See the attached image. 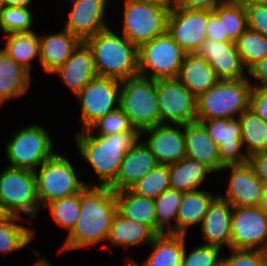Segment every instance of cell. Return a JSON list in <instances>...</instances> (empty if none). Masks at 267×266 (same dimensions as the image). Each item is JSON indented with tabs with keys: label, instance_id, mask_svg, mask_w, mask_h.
<instances>
[{
	"label": "cell",
	"instance_id": "obj_47",
	"mask_svg": "<svg viewBox=\"0 0 267 266\" xmlns=\"http://www.w3.org/2000/svg\"><path fill=\"white\" fill-rule=\"evenodd\" d=\"M227 0H174V8L189 10H214Z\"/></svg>",
	"mask_w": 267,
	"mask_h": 266
},
{
	"label": "cell",
	"instance_id": "obj_22",
	"mask_svg": "<svg viewBox=\"0 0 267 266\" xmlns=\"http://www.w3.org/2000/svg\"><path fill=\"white\" fill-rule=\"evenodd\" d=\"M158 165L155 155L141 139L126 153L116 180L109 187L115 192L129 189Z\"/></svg>",
	"mask_w": 267,
	"mask_h": 266
},
{
	"label": "cell",
	"instance_id": "obj_4",
	"mask_svg": "<svg viewBox=\"0 0 267 266\" xmlns=\"http://www.w3.org/2000/svg\"><path fill=\"white\" fill-rule=\"evenodd\" d=\"M252 87L248 78L220 80L197 97V121L239 117L249 109Z\"/></svg>",
	"mask_w": 267,
	"mask_h": 266
},
{
	"label": "cell",
	"instance_id": "obj_46",
	"mask_svg": "<svg viewBox=\"0 0 267 266\" xmlns=\"http://www.w3.org/2000/svg\"><path fill=\"white\" fill-rule=\"evenodd\" d=\"M206 33L207 39L220 42H231L228 39V36L224 35L223 20H220L219 16L213 10H209Z\"/></svg>",
	"mask_w": 267,
	"mask_h": 266
},
{
	"label": "cell",
	"instance_id": "obj_2",
	"mask_svg": "<svg viewBox=\"0 0 267 266\" xmlns=\"http://www.w3.org/2000/svg\"><path fill=\"white\" fill-rule=\"evenodd\" d=\"M74 135L80 157L91 166L98 179V184L92 186H110L126 153L142 139V131L135 127L107 136L94 135L88 130H76Z\"/></svg>",
	"mask_w": 267,
	"mask_h": 266
},
{
	"label": "cell",
	"instance_id": "obj_14",
	"mask_svg": "<svg viewBox=\"0 0 267 266\" xmlns=\"http://www.w3.org/2000/svg\"><path fill=\"white\" fill-rule=\"evenodd\" d=\"M209 10L172 8L167 22V33L186 53H195L207 40L206 27Z\"/></svg>",
	"mask_w": 267,
	"mask_h": 266
},
{
	"label": "cell",
	"instance_id": "obj_7",
	"mask_svg": "<svg viewBox=\"0 0 267 266\" xmlns=\"http://www.w3.org/2000/svg\"><path fill=\"white\" fill-rule=\"evenodd\" d=\"M12 135L5 147L8 167L35 171L57 153L51 135L41 125L29 124Z\"/></svg>",
	"mask_w": 267,
	"mask_h": 266
},
{
	"label": "cell",
	"instance_id": "obj_38",
	"mask_svg": "<svg viewBox=\"0 0 267 266\" xmlns=\"http://www.w3.org/2000/svg\"><path fill=\"white\" fill-rule=\"evenodd\" d=\"M80 193L64 197L48 203L44 209H48L52 219L63 230L69 233L75 226L80 216Z\"/></svg>",
	"mask_w": 267,
	"mask_h": 266
},
{
	"label": "cell",
	"instance_id": "obj_37",
	"mask_svg": "<svg viewBox=\"0 0 267 266\" xmlns=\"http://www.w3.org/2000/svg\"><path fill=\"white\" fill-rule=\"evenodd\" d=\"M235 44L247 70L267 56V38L249 28L244 31Z\"/></svg>",
	"mask_w": 267,
	"mask_h": 266
},
{
	"label": "cell",
	"instance_id": "obj_3",
	"mask_svg": "<svg viewBox=\"0 0 267 266\" xmlns=\"http://www.w3.org/2000/svg\"><path fill=\"white\" fill-rule=\"evenodd\" d=\"M91 49L98 76L120 81L138 75V48L112 27L84 41Z\"/></svg>",
	"mask_w": 267,
	"mask_h": 266
},
{
	"label": "cell",
	"instance_id": "obj_9",
	"mask_svg": "<svg viewBox=\"0 0 267 266\" xmlns=\"http://www.w3.org/2000/svg\"><path fill=\"white\" fill-rule=\"evenodd\" d=\"M185 55L165 32L138 48V75L154 80L176 78Z\"/></svg>",
	"mask_w": 267,
	"mask_h": 266
},
{
	"label": "cell",
	"instance_id": "obj_41",
	"mask_svg": "<svg viewBox=\"0 0 267 266\" xmlns=\"http://www.w3.org/2000/svg\"><path fill=\"white\" fill-rule=\"evenodd\" d=\"M133 128L134 126L131 124L129 117L119 107L98 119L87 130L94 135L107 136L119 132H127Z\"/></svg>",
	"mask_w": 267,
	"mask_h": 266
},
{
	"label": "cell",
	"instance_id": "obj_29",
	"mask_svg": "<svg viewBox=\"0 0 267 266\" xmlns=\"http://www.w3.org/2000/svg\"><path fill=\"white\" fill-rule=\"evenodd\" d=\"M215 197L211 192L201 188L185 192L178 210L176 235H186L192 226H200Z\"/></svg>",
	"mask_w": 267,
	"mask_h": 266
},
{
	"label": "cell",
	"instance_id": "obj_30",
	"mask_svg": "<svg viewBox=\"0 0 267 266\" xmlns=\"http://www.w3.org/2000/svg\"><path fill=\"white\" fill-rule=\"evenodd\" d=\"M215 173L206 163L186 157L169 165L170 188L183 193L195 191L207 180V175Z\"/></svg>",
	"mask_w": 267,
	"mask_h": 266
},
{
	"label": "cell",
	"instance_id": "obj_13",
	"mask_svg": "<svg viewBox=\"0 0 267 266\" xmlns=\"http://www.w3.org/2000/svg\"><path fill=\"white\" fill-rule=\"evenodd\" d=\"M232 250H261L267 246V216L258 206L233 207Z\"/></svg>",
	"mask_w": 267,
	"mask_h": 266
},
{
	"label": "cell",
	"instance_id": "obj_20",
	"mask_svg": "<svg viewBox=\"0 0 267 266\" xmlns=\"http://www.w3.org/2000/svg\"><path fill=\"white\" fill-rule=\"evenodd\" d=\"M233 206L219 194L211 202L200 225L204 245L231 249Z\"/></svg>",
	"mask_w": 267,
	"mask_h": 266
},
{
	"label": "cell",
	"instance_id": "obj_11",
	"mask_svg": "<svg viewBox=\"0 0 267 266\" xmlns=\"http://www.w3.org/2000/svg\"><path fill=\"white\" fill-rule=\"evenodd\" d=\"M121 81L105 76L90 80L75 96L80 104V130L119 108Z\"/></svg>",
	"mask_w": 267,
	"mask_h": 266
},
{
	"label": "cell",
	"instance_id": "obj_33",
	"mask_svg": "<svg viewBox=\"0 0 267 266\" xmlns=\"http://www.w3.org/2000/svg\"><path fill=\"white\" fill-rule=\"evenodd\" d=\"M238 118L241 124L243 145L248 157L267 152V122L250 109L244 111Z\"/></svg>",
	"mask_w": 267,
	"mask_h": 266
},
{
	"label": "cell",
	"instance_id": "obj_36",
	"mask_svg": "<svg viewBox=\"0 0 267 266\" xmlns=\"http://www.w3.org/2000/svg\"><path fill=\"white\" fill-rule=\"evenodd\" d=\"M223 20L224 35L231 42L237 39L248 28L246 6L227 0L213 10Z\"/></svg>",
	"mask_w": 267,
	"mask_h": 266
},
{
	"label": "cell",
	"instance_id": "obj_55",
	"mask_svg": "<svg viewBox=\"0 0 267 266\" xmlns=\"http://www.w3.org/2000/svg\"><path fill=\"white\" fill-rule=\"evenodd\" d=\"M235 3L242 4L244 6L251 5L254 3H267V0H229Z\"/></svg>",
	"mask_w": 267,
	"mask_h": 266
},
{
	"label": "cell",
	"instance_id": "obj_10",
	"mask_svg": "<svg viewBox=\"0 0 267 266\" xmlns=\"http://www.w3.org/2000/svg\"><path fill=\"white\" fill-rule=\"evenodd\" d=\"M0 201L14 216H38L41 206L35 171L5 166L0 173Z\"/></svg>",
	"mask_w": 267,
	"mask_h": 266
},
{
	"label": "cell",
	"instance_id": "obj_49",
	"mask_svg": "<svg viewBox=\"0 0 267 266\" xmlns=\"http://www.w3.org/2000/svg\"><path fill=\"white\" fill-rule=\"evenodd\" d=\"M249 164L253 167L265 188H267V152L254 154L249 158Z\"/></svg>",
	"mask_w": 267,
	"mask_h": 266
},
{
	"label": "cell",
	"instance_id": "obj_32",
	"mask_svg": "<svg viewBox=\"0 0 267 266\" xmlns=\"http://www.w3.org/2000/svg\"><path fill=\"white\" fill-rule=\"evenodd\" d=\"M5 38L2 50L16 63L22 65L30 73L32 61H38L40 65V39L35 29L30 32L11 33Z\"/></svg>",
	"mask_w": 267,
	"mask_h": 266
},
{
	"label": "cell",
	"instance_id": "obj_40",
	"mask_svg": "<svg viewBox=\"0 0 267 266\" xmlns=\"http://www.w3.org/2000/svg\"><path fill=\"white\" fill-rule=\"evenodd\" d=\"M30 8L3 6L0 12V31L3 35L33 31L34 14Z\"/></svg>",
	"mask_w": 267,
	"mask_h": 266
},
{
	"label": "cell",
	"instance_id": "obj_34",
	"mask_svg": "<svg viewBox=\"0 0 267 266\" xmlns=\"http://www.w3.org/2000/svg\"><path fill=\"white\" fill-rule=\"evenodd\" d=\"M23 218L13 216L9 221L0 224V253L10 254L29 248V244L36 240L35 231L27 225L21 224Z\"/></svg>",
	"mask_w": 267,
	"mask_h": 266
},
{
	"label": "cell",
	"instance_id": "obj_12",
	"mask_svg": "<svg viewBox=\"0 0 267 266\" xmlns=\"http://www.w3.org/2000/svg\"><path fill=\"white\" fill-rule=\"evenodd\" d=\"M160 124L193 123L197 121V97L177 78L156 80Z\"/></svg>",
	"mask_w": 267,
	"mask_h": 266
},
{
	"label": "cell",
	"instance_id": "obj_56",
	"mask_svg": "<svg viewBox=\"0 0 267 266\" xmlns=\"http://www.w3.org/2000/svg\"><path fill=\"white\" fill-rule=\"evenodd\" d=\"M2 8H3V3H2V0H0V12Z\"/></svg>",
	"mask_w": 267,
	"mask_h": 266
},
{
	"label": "cell",
	"instance_id": "obj_35",
	"mask_svg": "<svg viewBox=\"0 0 267 266\" xmlns=\"http://www.w3.org/2000/svg\"><path fill=\"white\" fill-rule=\"evenodd\" d=\"M183 195V192L169 188L154 199L157 234L176 235V220Z\"/></svg>",
	"mask_w": 267,
	"mask_h": 266
},
{
	"label": "cell",
	"instance_id": "obj_27",
	"mask_svg": "<svg viewBox=\"0 0 267 266\" xmlns=\"http://www.w3.org/2000/svg\"><path fill=\"white\" fill-rule=\"evenodd\" d=\"M31 73L0 49V106L25 96L31 85Z\"/></svg>",
	"mask_w": 267,
	"mask_h": 266
},
{
	"label": "cell",
	"instance_id": "obj_50",
	"mask_svg": "<svg viewBox=\"0 0 267 266\" xmlns=\"http://www.w3.org/2000/svg\"><path fill=\"white\" fill-rule=\"evenodd\" d=\"M3 6H19L25 8H31L33 0H2ZM32 3V4H31Z\"/></svg>",
	"mask_w": 267,
	"mask_h": 266
},
{
	"label": "cell",
	"instance_id": "obj_26",
	"mask_svg": "<svg viewBox=\"0 0 267 266\" xmlns=\"http://www.w3.org/2000/svg\"><path fill=\"white\" fill-rule=\"evenodd\" d=\"M176 78L196 97L220 81L208 62L196 53H186Z\"/></svg>",
	"mask_w": 267,
	"mask_h": 266
},
{
	"label": "cell",
	"instance_id": "obj_42",
	"mask_svg": "<svg viewBox=\"0 0 267 266\" xmlns=\"http://www.w3.org/2000/svg\"><path fill=\"white\" fill-rule=\"evenodd\" d=\"M222 249L216 246L198 245L187 253L185 246L181 266H221Z\"/></svg>",
	"mask_w": 267,
	"mask_h": 266
},
{
	"label": "cell",
	"instance_id": "obj_21",
	"mask_svg": "<svg viewBox=\"0 0 267 266\" xmlns=\"http://www.w3.org/2000/svg\"><path fill=\"white\" fill-rule=\"evenodd\" d=\"M51 75L58 76L60 82L66 85L73 96H76L90 80L97 76L91 49L82 41L66 62Z\"/></svg>",
	"mask_w": 267,
	"mask_h": 266
},
{
	"label": "cell",
	"instance_id": "obj_17",
	"mask_svg": "<svg viewBox=\"0 0 267 266\" xmlns=\"http://www.w3.org/2000/svg\"><path fill=\"white\" fill-rule=\"evenodd\" d=\"M72 4L63 29L81 41L108 29L106 19L108 0H64ZM106 22V23H105Z\"/></svg>",
	"mask_w": 267,
	"mask_h": 266
},
{
	"label": "cell",
	"instance_id": "obj_5",
	"mask_svg": "<svg viewBox=\"0 0 267 266\" xmlns=\"http://www.w3.org/2000/svg\"><path fill=\"white\" fill-rule=\"evenodd\" d=\"M156 80L136 75L121 81L119 107L131 124L143 129L160 124Z\"/></svg>",
	"mask_w": 267,
	"mask_h": 266
},
{
	"label": "cell",
	"instance_id": "obj_23",
	"mask_svg": "<svg viewBox=\"0 0 267 266\" xmlns=\"http://www.w3.org/2000/svg\"><path fill=\"white\" fill-rule=\"evenodd\" d=\"M40 67L46 75H51L72 55L82 42L66 29L51 34H39Z\"/></svg>",
	"mask_w": 267,
	"mask_h": 266
},
{
	"label": "cell",
	"instance_id": "obj_19",
	"mask_svg": "<svg viewBox=\"0 0 267 266\" xmlns=\"http://www.w3.org/2000/svg\"><path fill=\"white\" fill-rule=\"evenodd\" d=\"M213 68L220 80H241L247 78L240 54L234 42H220L207 39L195 52Z\"/></svg>",
	"mask_w": 267,
	"mask_h": 266
},
{
	"label": "cell",
	"instance_id": "obj_18",
	"mask_svg": "<svg viewBox=\"0 0 267 266\" xmlns=\"http://www.w3.org/2000/svg\"><path fill=\"white\" fill-rule=\"evenodd\" d=\"M143 142L155 155L159 164L170 165L186 158L184 125L158 124L142 130Z\"/></svg>",
	"mask_w": 267,
	"mask_h": 266
},
{
	"label": "cell",
	"instance_id": "obj_28",
	"mask_svg": "<svg viewBox=\"0 0 267 266\" xmlns=\"http://www.w3.org/2000/svg\"><path fill=\"white\" fill-rule=\"evenodd\" d=\"M157 235L150 226L126 219L117 212L106 242L112 247L129 249L144 244L150 245Z\"/></svg>",
	"mask_w": 267,
	"mask_h": 266
},
{
	"label": "cell",
	"instance_id": "obj_31",
	"mask_svg": "<svg viewBox=\"0 0 267 266\" xmlns=\"http://www.w3.org/2000/svg\"><path fill=\"white\" fill-rule=\"evenodd\" d=\"M118 212L126 219L150 226L156 232V211L153 198L139 196L130 189L115 192Z\"/></svg>",
	"mask_w": 267,
	"mask_h": 266
},
{
	"label": "cell",
	"instance_id": "obj_57",
	"mask_svg": "<svg viewBox=\"0 0 267 266\" xmlns=\"http://www.w3.org/2000/svg\"><path fill=\"white\" fill-rule=\"evenodd\" d=\"M264 253H265V256L267 257V246H266V248L264 250Z\"/></svg>",
	"mask_w": 267,
	"mask_h": 266
},
{
	"label": "cell",
	"instance_id": "obj_24",
	"mask_svg": "<svg viewBox=\"0 0 267 266\" xmlns=\"http://www.w3.org/2000/svg\"><path fill=\"white\" fill-rule=\"evenodd\" d=\"M186 235L158 234L150 244L151 253L141 264L125 257L131 266H181L186 246Z\"/></svg>",
	"mask_w": 267,
	"mask_h": 266
},
{
	"label": "cell",
	"instance_id": "obj_15",
	"mask_svg": "<svg viewBox=\"0 0 267 266\" xmlns=\"http://www.w3.org/2000/svg\"><path fill=\"white\" fill-rule=\"evenodd\" d=\"M197 122H200L206 128L210 138L218 145L221 170L227 165H243L249 163V157L242 141V130L238 117Z\"/></svg>",
	"mask_w": 267,
	"mask_h": 266
},
{
	"label": "cell",
	"instance_id": "obj_48",
	"mask_svg": "<svg viewBox=\"0 0 267 266\" xmlns=\"http://www.w3.org/2000/svg\"><path fill=\"white\" fill-rule=\"evenodd\" d=\"M247 78L253 87L267 85V56L247 70Z\"/></svg>",
	"mask_w": 267,
	"mask_h": 266
},
{
	"label": "cell",
	"instance_id": "obj_1",
	"mask_svg": "<svg viewBox=\"0 0 267 266\" xmlns=\"http://www.w3.org/2000/svg\"><path fill=\"white\" fill-rule=\"evenodd\" d=\"M80 216L58 253L88 248L107 241L118 212L115 191L109 186H87L80 193Z\"/></svg>",
	"mask_w": 267,
	"mask_h": 266
},
{
	"label": "cell",
	"instance_id": "obj_53",
	"mask_svg": "<svg viewBox=\"0 0 267 266\" xmlns=\"http://www.w3.org/2000/svg\"><path fill=\"white\" fill-rule=\"evenodd\" d=\"M33 253H35L38 259L34 260L32 266H53L51 265L49 260L45 259V257H41L42 255L40 254V252H38V250L33 248Z\"/></svg>",
	"mask_w": 267,
	"mask_h": 266
},
{
	"label": "cell",
	"instance_id": "obj_45",
	"mask_svg": "<svg viewBox=\"0 0 267 266\" xmlns=\"http://www.w3.org/2000/svg\"><path fill=\"white\" fill-rule=\"evenodd\" d=\"M249 109L267 122V85L252 87L249 98Z\"/></svg>",
	"mask_w": 267,
	"mask_h": 266
},
{
	"label": "cell",
	"instance_id": "obj_8",
	"mask_svg": "<svg viewBox=\"0 0 267 266\" xmlns=\"http://www.w3.org/2000/svg\"><path fill=\"white\" fill-rule=\"evenodd\" d=\"M121 33L137 48L167 32L170 9L160 5L123 0Z\"/></svg>",
	"mask_w": 267,
	"mask_h": 266
},
{
	"label": "cell",
	"instance_id": "obj_25",
	"mask_svg": "<svg viewBox=\"0 0 267 266\" xmlns=\"http://www.w3.org/2000/svg\"><path fill=\"white\" fill-rule=\"evenodd\" d=\"M186 157L206 163L215 172L221 171L219 147L210 138L206 128L200 122L184 125Z\"/></svg>",
	"mask_w": 267,
	"mask_h": 266
},
{
	"label": "cell",
	"instance_id": "obj_43",
	"mask_svg": "<svg viewBox=\"0 0 267 266\" xmlns=\"http://www.w3.org/2000/svg\"><path fill=\"white\" fill-rule=\"evenodd\" d=\"M222 257L221 266H267V257L261 250H232Z\"/></svg>",
	"mask_w": 267,
	"mask_h": 266
},
{
	"label": "cell",
	"instance_id": "obj_52",
	"mask_svg": "<svg viewBox=\"0 0 267 266\" xmlns=\"http://www.w3.org/2000/svg\"><path fill=\"white\" fill-rule=\"evenodd\" d=\"M137 1L160 5L170 10L174 7V0H137Z\"/></svg>",
	"mask_w": 267,
	"mask_h": 266
},
{
	"label": "cell",
	"instance_id": "obj_6",
	"mask_svg": "<svg viewBox=\"0 0 267 266\" xmlns=\"http://www.w3.org/2000/svg\"><path fill=\"white\" fill-rule=\"evenodd\" d=\"M76 169L62 153H56L36 170L37 195L41 209L48 203L81 193L92 183L79 181Z\"/></svg>",
	"mask_w": 267,
	"mask_h": 266
},
{
	"label": "cell",
	"instance_id": "obj_16",
	"mask_svg": "<svg viewBox=\"0 0 267 266\" xmlns=\"http://www.w3.org/2000/svg\"><path fill=\"white\" fill-rule=\"evenodd\" d=\"M226 170H230L227 189L219 195L233 207L259 206L265 186L253 167L249 163L227 165L220 172Z\"/></svg>",
	"mask_w": 267,
	"mask_h": 266
},
{
	"label": "cell",
	"instance_id": "obj_44",
	"mask_svg": "<svg viewBox=\"0 0 267 266\" xmlns=\"http://www.w3.org/2000/svg\"><path fill=\"white\" fill-rule=\"evenodd\" d=\"M248 28L267 38V3L246 6Z\"/></svg>",
	"mask_w": 267,
	"mask_h": 266
},
{
	"label": "cell",
	"instance_id": "obj_54",
	"mask_svg": "<svg viewBox=\"0 0 267 266\" xmlns=\"http://www.w3.org/2000/svg\"><path fill=\"white\" fill-rule=\"evenodd\" d=\"M262 212L267 216V188H265L260 205L258 206Z\"/></svg>",
	"mask_w": 267,
	"mask_h": 266
},
{
	"label": "cell",
	"instance_id": "obj_39",
	"mask_svg": "<svg viewBox=\"0 0 267 266\" xmlns=\"http://www.w3.org/2000/svg\"><path fill=\"white\" fill-rule=\"evenodd\" d=\"M169 188V165L159 164L129 189L139 196L155 199Z\"/></svg>",
	"mask_w": 267,
	"mask_h": 266
},
{
	"label": "cell",
	"instance_id": "obj_51",
	"mask_svg": "<svg viewBox=\"0 0 267 266\" xmlns=\"http://www.w3.org/2000/svg\"><path fill=\"white\" fill-rule=\"evenodd\" d=\"M14 215L8 208L0 201V224L9 221Z\"/></svg>",
	"mask_w": 267,
	"mask_h": 266
}]
</instances>
